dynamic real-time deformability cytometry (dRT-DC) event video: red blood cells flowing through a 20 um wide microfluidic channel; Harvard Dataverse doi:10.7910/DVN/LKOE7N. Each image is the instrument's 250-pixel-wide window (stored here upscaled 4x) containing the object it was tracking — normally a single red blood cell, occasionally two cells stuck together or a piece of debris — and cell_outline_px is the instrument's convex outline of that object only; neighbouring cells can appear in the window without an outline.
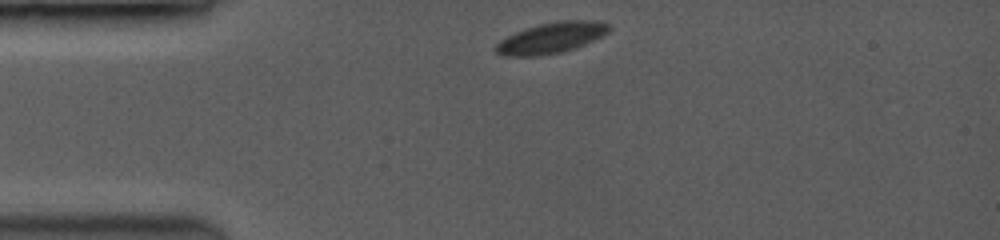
{"species": "common noctule bat (a hibernating species)", "species_latin": "Nyctalus noctula", "temperature_condition": "room temperature", "stored_images_in_passage": 3, "camera_frame_rate_fps": 3500, "um_per_image_px": 0.085, "animal": {"sex": "female", "body_mass_g": 19.0, "forearm_length_mm": 53.3}, "frame": {"image": 1, "passage_image": 1, "time_ms": 0.0, "image_size_px": [1000, 240], "cell_outline_px": [[608, 32], [592, 40], [572, 48], [560, 52], [532, 56], [504, 56], [496, 52], [496, 44], [500, 40], [516, 32], [536, 24], [560, 20], [588, 20], [608, 24]], "centroid_in_image_um": [46.79, 3.2], "position_along_channel_um": 38.2, "area_um2": 19.77}}